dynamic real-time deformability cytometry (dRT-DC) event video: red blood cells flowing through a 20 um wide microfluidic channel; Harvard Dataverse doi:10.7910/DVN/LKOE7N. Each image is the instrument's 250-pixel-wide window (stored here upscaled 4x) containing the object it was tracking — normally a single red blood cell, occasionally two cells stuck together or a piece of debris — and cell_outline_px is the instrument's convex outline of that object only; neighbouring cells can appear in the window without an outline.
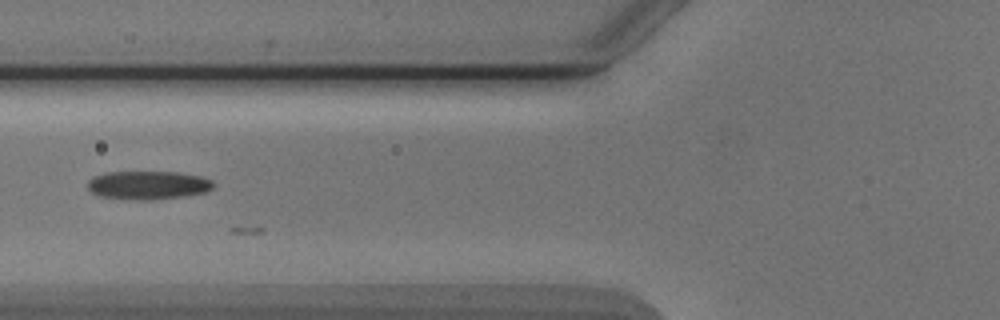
{"species": "Egyptian fruit bat (a non-hibernating species)", "species_latin": "Rousettus aegyptiacus", "temperature_condition": "cold", "stored_images_in_passage": 5, "camera_frame_rate_fps": 3000, "um_per_image_px": 0.085, "animal": {"sex": "male"}, "frame": {"image": 1, "passage_image": 4, "time_ms": 4.0, "image_size_px": [1000, 320], "cell_outline_px": [[216, 184], [212, 188], [204, 192], [184, 196], [152, 200], [132, 200], [100, 196], [92, 192], [88, 188], [88, 180], [92, 176], [108, 172], [176, 172], [200, 176], [212, 180]], "centroid_in_image_um": [12.57, 15.74], "position_along_channel_um": 113.2, "area_um2": 20.92}}